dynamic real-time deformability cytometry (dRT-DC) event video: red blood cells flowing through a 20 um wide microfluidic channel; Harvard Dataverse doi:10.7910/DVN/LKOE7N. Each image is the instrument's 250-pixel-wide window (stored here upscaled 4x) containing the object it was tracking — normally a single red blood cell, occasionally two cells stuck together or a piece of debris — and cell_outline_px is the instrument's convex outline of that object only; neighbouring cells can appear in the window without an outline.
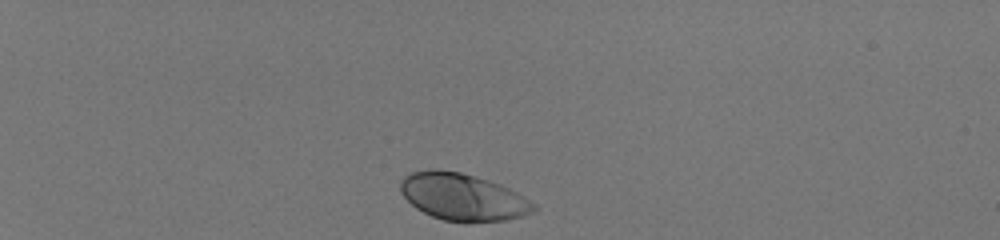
{"species": "human", "species_latin": "Homo sapiens", "temperature_condition": "room temperature", "stored_images_in_passage": 35, "camera_frame_rate_fps": 3000, "um_per_image_px": 0.085, "donor": {"sex": "male"}, "frame": {"image": 1, "passage_image": 1, "time_ms": 0.0, "image_size_px": [1000, 240], "cell_outline_px": [[536, 208], [532, 212], [520, 216], [504, 220], [444, 220], [432, 216], [416, 208], [400, 192], [400, 180], [404, 176], [412, 172], [428, 168], [436, 168], [460, 172], [488, 180], [500, 184], [516, 192], [536, 204]], "centroid_in_image_um": [39.29, 16.69], "position_along_channel_um": 45.7, "area_um2": 35.95}}
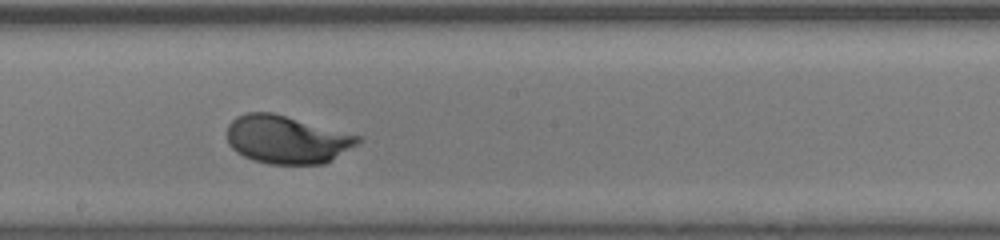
{"frame": {"image": 2, "passage_image": 20, "time_ms": 6.333, "image_size_px": [1000, 240], "cell_outline_px": [[364, 140], [332, 160], [324, 164], [268, 164], [252, 160], [236, 152], [228, 144], [228, 124], [236, 116], [248, 112], [272, 112], [364, 136]], "centroid_in_image_um": [24.41, 11.86], "position_along_channel_um": 223.8, "area_um2": 37.05}}
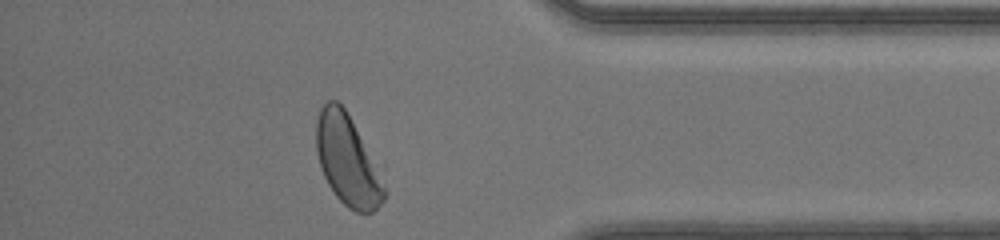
{"frame": {"image": 3, "passage_image": 34, "time_ms": 11.0, "image_size_px": [1000, 240], "cell_outline_px": [[384, 200], [372, 212], [356, 212], [348, 208], [336, 196], [328, 184], [320, 168], [316, 152], [316, 120], [320, 108], [328, 100], [336, 100], [344, 108], [376, 164], [384, 188]], "centroid_in_image_um": [29.48, 13.63], "position_along_channel_um": 405.7, "area_um2": 35.08}, "authors_computed_cell_mechanics": {"area_um2": 36.0094, "velocity_mm_per_s": 4.1368, "shape_relaxation_time_tau1_ms": 1.6739, "shape_relaxation_time_tau2_ms": null, "deformation_change_tau1": 0.1285, "deformation_change_tau2": null}}